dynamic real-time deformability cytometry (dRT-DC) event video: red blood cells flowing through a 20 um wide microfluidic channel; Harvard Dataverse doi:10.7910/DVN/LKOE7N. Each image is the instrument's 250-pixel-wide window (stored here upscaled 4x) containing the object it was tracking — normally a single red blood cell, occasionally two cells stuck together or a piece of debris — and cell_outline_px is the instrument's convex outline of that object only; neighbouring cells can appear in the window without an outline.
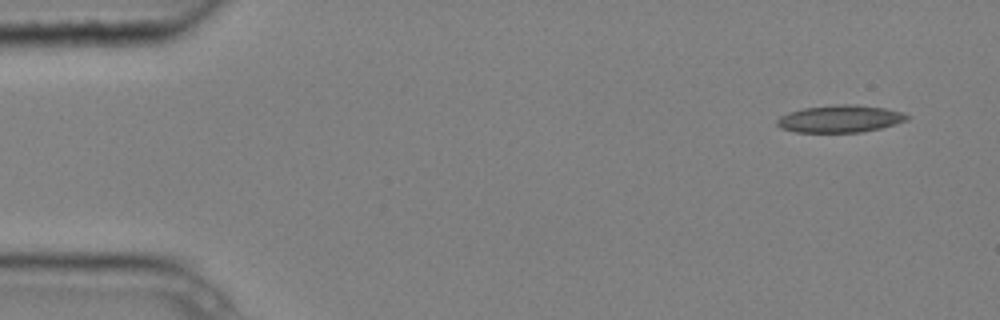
{"species": "common noctule bat (a hibernating species)", "species_latin": "Nyctalus noctula", "temperature_condition": "cold", "stored_images_in_passage": 5, "camera_frame_rate_fps": 3000, "um_per_image_px": 0.085, "animal": {"sex": "male", "body_mass_g": 20.4}, "frame": {"image": 1, "passage_image": 1, "time_ms": 0.0, "image_size_px": [1000, 320], "cell_outline_px": [[912, 116], [908, 120], [880, 128], [860, 132], [796, 132], [780, 128], [776, 124], [776, 120], [780, 116], [788, 112], [804, 108], [836, 104], [856, 104], [884, 108], [900, 112]], "centroid_in_image_um": [71.39, 10.09], "position_along_channel_um": 13.6, "area_um2": 20.69}}
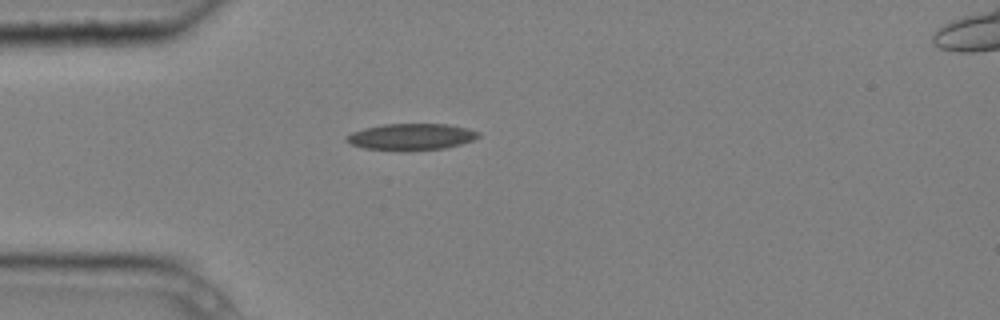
{"frame": {"image": 2, "passage_image": 4, "time_ms": 1.0, "image_size_px": [1000, 320], "cell_outline_px": [[480, 136], [472, 140], [460, 144], [444, 148], [404, 152], [400, 152], [364, 148], [352, 144], [344, 140], [344, 136], [352, 132], [364, 128], [384, 124], [448, 124], [468, 128], [480, 132]], "centroid_in_image_um": [34.92, 11.64], "position_along_channel_um": 50.1, "area_um2": 20.75}}